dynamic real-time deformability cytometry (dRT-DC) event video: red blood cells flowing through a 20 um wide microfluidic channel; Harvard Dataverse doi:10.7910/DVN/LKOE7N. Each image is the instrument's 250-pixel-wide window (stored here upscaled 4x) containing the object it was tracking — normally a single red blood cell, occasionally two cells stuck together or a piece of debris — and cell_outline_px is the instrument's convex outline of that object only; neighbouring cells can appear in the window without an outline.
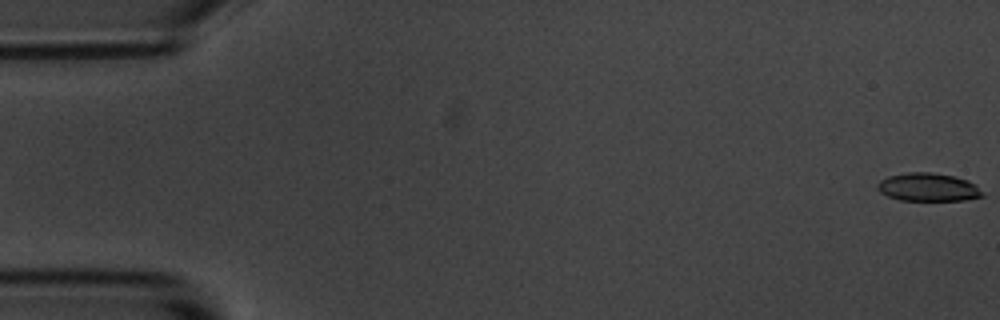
{"species": "common noctule bat (a hibernating species)", "species_latin": "Nyctalus noctula", "temperature_condition": "room temperature", "stored_images_in_passage": 5, "camera_frame_rate_fps": 3000, "um_per_image_px": 0.085, "animal": {"sex": "male", "body_mass_g": 20.1, "forearm_length_mm": 53.5}, "frame": {"image": 1, "passage_image": 1, "time_ms": 0.0, "image_size_px": [1000, 320], "cell_outline_px": [[984, 196], [964, 200], [900, 200], [888, 196], [880, 192], [876, 188], [876, 184], [880, 180], [888, 176], [908, 172], [928, 172], [952, 176], [968, 180], [976, 184]], "centroid_in_image_um": [78.86, 15.91], "position_along_channel_um": 6.1, "area_um2": 17.17}}
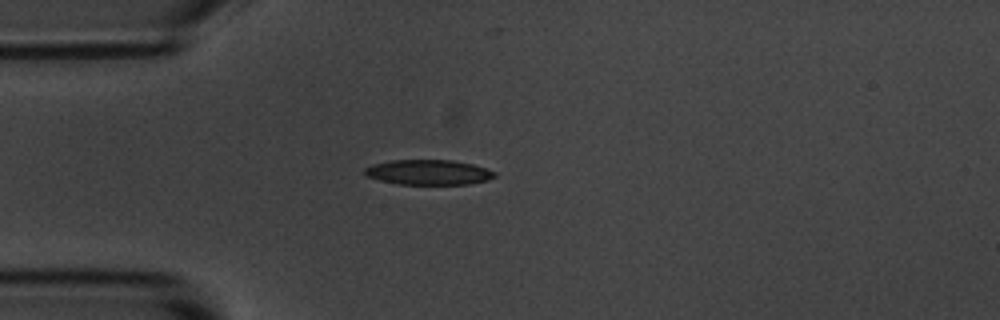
{"frame": {"image": 2, "passage_image": 5, "time_ms": 4.667, "image_size_px": [1000, 320], "cell_outline_px": [[496, 176], [488, 180], [468, 184], [396, 184], [364, 176], [364, 168], [372, 164], [392, 160], [452, 160], [472, 164], [496, 172]], "centroid_in_image_um": [36.39, 14.64], "position_along_channel_um": 48.6, "area_um2": 19.02}}